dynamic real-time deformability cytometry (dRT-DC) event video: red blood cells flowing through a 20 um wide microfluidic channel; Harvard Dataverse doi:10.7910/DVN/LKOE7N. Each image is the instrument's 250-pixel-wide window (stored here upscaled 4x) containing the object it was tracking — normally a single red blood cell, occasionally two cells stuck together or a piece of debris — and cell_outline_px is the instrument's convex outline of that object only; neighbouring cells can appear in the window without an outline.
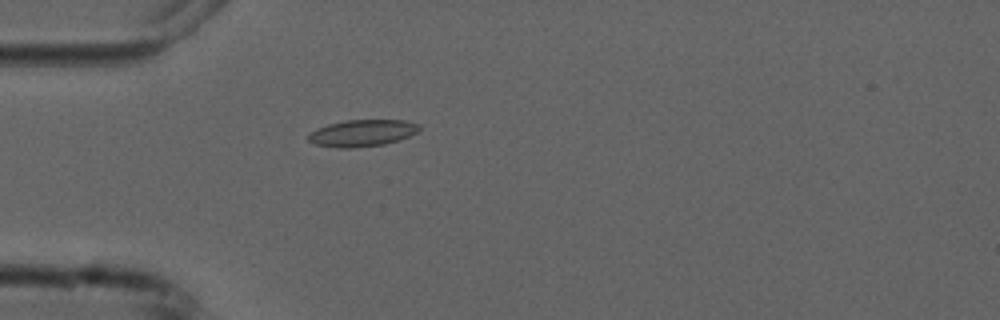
{"species": "common noctule bat (a hibernating species)", "species_latin": "Nyctalus noctula", "temperature_condition": "cold", "stored_images_in_passage": 1, "camera_frame_rate_fps": 3000, "um_per_image_px": 0.085, "animal": {"sex": "male", "forearm_length_mm": 52.5}, "frame": {"image": 1, "passage_image": 1, "time_ms": 0.0, "image_size_px": [1000, 320], "cell_outline_px": [[420, 128], [416, 132], [408, 136], [384, 144], [352, 148], [336, 148], [316, 144], [308, 140], [308, 132], [316, 128], [328, 124], [344, 120], [404, 120], [420, 124]], "centroid_in_image_um": [30.74, 11.3], "position_along_channel_um": 54.3, "area_um2": 17.28}}